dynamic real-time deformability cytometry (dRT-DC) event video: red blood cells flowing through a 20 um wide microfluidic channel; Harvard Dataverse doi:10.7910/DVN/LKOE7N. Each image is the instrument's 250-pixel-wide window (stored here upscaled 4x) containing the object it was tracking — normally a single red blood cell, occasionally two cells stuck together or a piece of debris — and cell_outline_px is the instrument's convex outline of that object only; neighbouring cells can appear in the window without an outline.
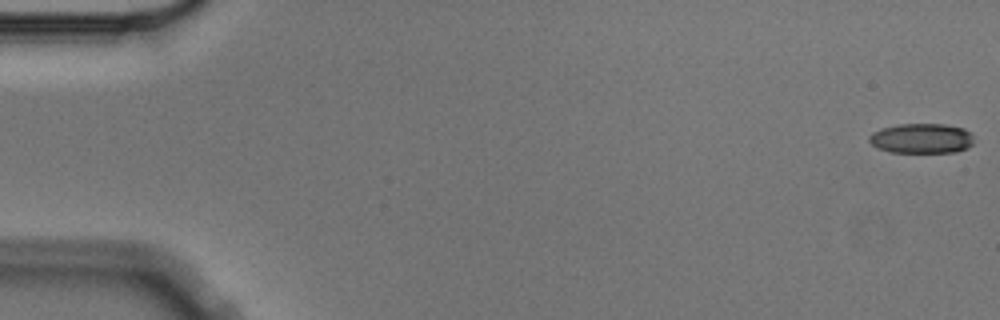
{"species": "Egyptian fruit bat (a non-hibernating species)", "species_latin": "Rousettus aegyptiacus", "temperature_condition": "cold", "stored_images_in_passage": 3, "camera_frame_rate_fps": 3000, "um_per_image_px": 0.085, "animal": {"sex": "male"}, "frame": {"image": 1, "passage_image": 1, "time_ms": 0.0, "image_size_px": [1000, 320], "cell_outline_px": [[972, 144], [968, 148], [956, 152], [888, 152], [872, 144], [868, 140], [868, 136], [872, 132], [880, 128], [900, 124], [944, 124], [964, 128], [972, 132]], "centroid_in_image_um": [78.34, 11.76], "position_along_channel_um": 6.7, "area_um2": 18.38}}